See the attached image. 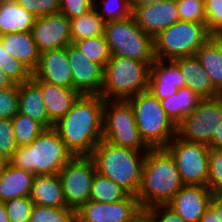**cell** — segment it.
<instances>
[{"mask_svg":"<svg viewBox=\"0 0 222 222\" xmlns=\"http://www.w3.org/2000/svg\"><path fill=\"white\" fill-rule=\"evenodd\" d=\"M105 100L100 95H81L54 129L74 156H91L103 139Z\"/></svg>","mask_w":222,"mask_h":222,"instance_id":"1","label":"cell"},{"mask_svg":"<svg viewBox=\"0 0 222 222\" xmlns=\"http://www.w3.org/2000/svg\"><path fill=\"white\" fill-rule=\"evenodd\" d=\"M174 157L166 148H150L136 195L141 207L167 205L183 187Z\"/></svg>","mask_w":222,"mask_h":222,"instance_id":"2","label":"cell"},{"mask_svg":"<svg viewBox=\"0 0 222 222\" xmlns=\"http://www.w3.org/2000/svg\"><path fill=\"white\" fill-rule=\"evenodd\" d=\"M91 157L97 172L109 177L129 195H137L146 152L118 147L102 139L95 146Z\"/></svg>","mask_w":222,"mask_h":222,"instance_id":"3","label":"cell"},{"mask_svg":"<svg viewBox=\"0 0 222 222\" xmlns=\"http://www.w3.org/2000/svg\"><path fill=\"white\" fill-rule=\"evenodd\" d=\"M73 157L56 130L48 128L29 145L18 147L9 162L34 175H53L59 174Z\"/></svg>","mask_w":222,"mask_h":222,"instance_id":"4","label":"cell"},{"mask_svg":"<svg viewBox=\"0 0 222 222\" xmlns=\"http://www.w3.org/2000/svg\"><path fill=\"white\" fill-rule=\"evenodd\" d=\"M152 64L123 56H111L104 67L100 96L104 100H128L147 91Z\"/></svg>","mask_w":222,"mask_h":222,"instance_id":"5","label":"cell"},{"mask_svg":"<svg viewBox=\"0 0 222 222\" xmlns=\"http://www.w3.org/2000/svg\"><path fill=\"white\" fill-rule=\"evenodd\" d=\"M133 110L136 125L150 148H165L177 134V126L162 107L161 100L148 90L127 100Z\"/></svg>","mask_w":222,"mask_h":222,"instance_id":"6","label":"cell"},{"mask_svg":"<svg viewBox=\"0 0 222 222\" xmlns=\"http://www.w3.org/2000/svg\"><path fill=\"white\" fill-rule=\"evenodd\" d=\"M104 36L111 56H123L145 63L156 61L154 37L136 24L133 15L106 22Z\"/></svg>","mask_w":222,"mask_h":222,"instance_id":"7","label":"cell"},{"mask_svg":"<svg viewBox=\"0 0 222 222\" xmlns=\"http://www.w3.org/2000/svg\"><path fill=\"white\" fill-rule=\"evenodd\" d=\"M211 37L207 23L179 20L154 37L156 59L194 56Z\"/></svg>","mask_w":222,"mask_h":222,"instance_id":"8","label":"cell"},{"mask_svg":"<svg viewBox=\"0 0 222 222\" xmlns=\"http://www.w3.org/2000/svg\"><path fill=\"white\" fill-rule=\"evenodd\" d=\"M103 140L118 147L144 152L150 149L140 135L132 107L127 100L105 99Z\"/></svg>","mask_w":222,"mask_h":222,"instance_id":"9","label":"cell"},{"mask_svg":"<svg viewBox=\"0 0 222 222\" xmlns=\"http://www.w3.org/2000/svg\"><path fill=\"white\" fill-rule=\"evenodd\" d=\"M222 122V95L201 99L197 107L177 125V136L188 142L208 145Z\"/></svg>","mask_w":222,"mask_h":222,"instance_id":"10","label":"cell"},{"mask_svg":"<svg viewBox=\"0 0 222 222\" xmlns=\"http://www.w3.org/2000/svg\"><path fill=\"white\" fill-rule=\"evenodd\" d=\"M165 148L174 157L183 184L207 186L208 145L184 141L176 135Z\"/></svg>","mask_w":222,"mask_h":222,"instance_id":"11","label":"cell"},{"mask_svg":"<svg viewBox=\"0 0 222 222\" xmlns=\"http://www.w3.org/2000/svg\"><path fill=\"white\" fill-rule=\"evenodd\" d=\"M96 166L91 156H74L59 172L67 206L78 210L89 201Z\"/></svg>","mask_w":222,"mask_h":222,"instance_id":"12","label":"cell"},{"mask_svg":"<svg viewBox=\"0 0 222 222\" xmlns=\"http://www.w3.org/2000/svg\"><path fill=\"white\" fill-rule=\"evenodd\" d=\"M66 55L72 70V88L81 95H100L104 68L87 59L74 44L66 47Z\"/></svg>","mask_w":222,"mask_h":222,"instance_id":"13","label":"cell"},{"mask_svg":"<svg viewBox=\"0 0 222 222\" xmlns=\"http://www.w3.org/2000/svg\"><path fill=\"white\" fill-rule=\"evenodd\" d=\"M31 33L40 53L72 44L70 20L61 13L37 17Z\"/></svg>","mask_w":222,"mask_h":222,"instance_id":"14","label":"cell"},{"mask_svg":"<svg viewBox=\"0 0 222 222\" xmlns=\"http://www.w3.org/2000/svg\"><path fill=\"white\" fill-rule=\"evenodd\" d=\"M131 8L136 24L152 37L180 20L176 0L131 6Z\"/></svg>","mask_w":222,"mask_h":222,"instance_id":"15","label":"cell"},{"mask_svg":"<svg viewBox=\"0 0 222 222\" xmlns=\"http://www.w3.org/2000/svg\"><path fill=\"white\" fill-rule=\"evenodd\" d=\"M139 207L138 199L133 195L113 203L89 200L77 210V221L126 222Z\"/></svg>","mask_w":222,"mask_h":222,"instance_id":"16","label":"cell"},{"mask_svg":"<svg viewBox=\"0 0 222 222\" xmlns=\"http://www.w3.org/2000/svg\"><path fill=\"white\" fill-rule=\"evenodd\" d=\"M211 194L208 186L184 184L167 206L184 222H200L210 207Z\"/></svg>","mask_w":222,"mask_h":222,"instance_id":"17","label":"cell"},{"mask_svg":"<svg viewBox=\"0 0 222 222\" xmlns=\"http://www.w3.org/2000/svg\"><path fill=\"white\" fill-rule=\"evenodd\" d=\"M185 87L179 66L173 60L156 59L151 65L148 91L159 100L165 99Z\"/></svg>","mask_w":222,"mask_h":222,"instance_id":"18","label":"cell"},{"mask_svg":"<svg viewBox=\"0 0 222 222\" xmlns=\"http://www.w3.org/2000/svg\"><path fill=\"white\" fill-rule=\"evenodd\" d=\"M33 74L42 81L72 88V70L66 55V47L41 52L38 67Z\"/></svg>","mask_w":222,"mask_h":222,"instance_id":"19","label":"cell"},{"mask_svg":"<svg viewBox=\"0 0 222 222\" xmlns=\"http://www.w3.org/2000/svg\"><path fill=\"white\" fill-rule=\"evenodd\" d=\"M32 80L40 87L50 120L55 124L64 117L81 96L74 88H67L38 79Z\"/></svg>","mask_w":222,"mask_h":222,"instance_id":"20","label":"cell"},{"mask_svg":"<svg viewBox=\"0 0 222 222\" xmlns=\"http://www.w3.org/2000/svg\"><path fill=\"white\" fill-rule=\"evenodd\" d=\"M181 71L187 86L201 99L215 98L221 94L213 87L209 75L201 66L199 59L194 56H187L173 60Z\"/></svg>","mask_w":222,"mask_h":222,"instance_id":"21","label":"cell"},{"mask_svg":"<svg viewBox=\"0 0 222 222\" xmlns=\"http://www.w3.org/2000/svg\"><path fill=\"white\" fill-rule=\"evenodd\" d=\"M19 110L18 112L40 123L45 129L53 128L44 103L40 87L31 79L18 84Z\"/></svg>","mask_w":222,"mask_h":222,"instance_id":"22","label":"cell"},{"mask_svg":"<svg viewBox=\"0 0 222 222\" xmlns=\"http://www.w3.org/2000/svg\"><path fill=\"white\" fill-rule=\"evenodd\" d=\"M0 43L9 55L21 61L32 72L40 60V52L31 32H12L0 35Z\"/></svg>","mask_w":222,"mask_h":222,"instance_id":"23","label":"cell"},{"mask_svg":"<svg viewBox=\"0 0 222 222\" xmlns=\"http://www.w3.org/2000/svg\"><path fill=\"white\" fill-rule=\"evenodd\" d=\"M34 204L61 208L68 207L63 186L58 174L35 175L30 194Z\"/></svg>","mask_w":222,"mask_h":222,"instance_id":"24","label":"cell"},{"mask_svg":"<svg viewBox=\"0 0 222 222\" xmlns=\"http://www.w3.org/2000/svg\"><path fill=\"white\" fill-rule=\"evenodd\" d=\"M35 175L10 163L0 175V202L30 196Z\"/></svg>","mask_w":222,"mask_h":222,"instance_id":"25","label":"cell"},{"mask_svg":"<svg viewBox=\"0 0 222 222\" xmlns=\"http://www.w3.org/2000/svg\"><path fill=\"white\" fill-rule=\"evenodd\" d=\"M201 66L222 95V37H211L197 52Z\"/></svg>","mask_w":222,"mask_h":222,"instance_id":"26","label":"cell"},{"mask_svg":"<svg viewBox=\"0 0 222 222\" xmlns=\"http://www.w3.org/2000/svg\"><path fill=\"white\" fill-rule=\"evenodd\" d=\"M36 16L19 6L15 0L0 5V35L16 32H31Z\"/></svg>","mask_w":222,"mask_h":222,"instance_id":"27","label":"cell"},{"mask_svg":"<svg viewBox=\"0 0 222 222\" xmlns=\"http://www.w3.org/2000/svg\"><path fill=\"white\" fill-rule=\"evenodd\" d=\"M200 100L201 98L186 86L178 89L172 96L162 99L161 104L165 113L177 126L197 107Z\"/></svg>","mask_w":222,"mask_h":222,"instance_id":"28","label":"cell"},{"mask_svg":"<svg viewBox=\"0 0 222 222\" xmlns=\"http://www.w3.org/2000/svg\"><path fill=\"white\" fill-rule=\"evenodd\" d=\"M105 23L95 7L86 14L70 19L72 44L80 39L104 35Z\"/></svg>","mask_w":222,"mask_h":222,"instance_id":"29","label":"cell"},{"mask_svg":"<svg viewBox=\"0 0 222 222\" xmlns=\"http://www.w3.org/2000/svg\"><path fill=\"white\" fill-rule=\"evenodd\" d=\"M128 195L120 185L96 171L89 200L100 203H113L125 199Z\"/></svg>","mask_w":222,"mask_h":222,"instance_id":"30","label":"cell"},{"mask_svg":"<svg viewBox=\"0 0 222 222\" xmlns=\"http://www.w3.org/2000/svg\"><path fill=\"white\" fill-rule=\"evenodd\" d=\"M73 44L87 59L101 65L103 68L111 57L104 35L80 39Z\"/></svg>","mask_w":222,"mask_h":222,"instance_id":"31","label":"cell"},{"mask_svg":"<svg viewBox=\"0 0 222 222\" xmlns=\"http://www.w3.org/2000/svg\"><path fill=\"white\" fill-rule=\"evenodd\" d=\"M12 125L19 147L29 145L45 130L40 123L19 112L12 118Z\"/></svg>","mask_w":222,"mask_h":222,"instance_id":"32","label":"cell"},{"mask_svg":"<svg viewBox=\"0 0 222 222\" xmlns=\"http://www.w3.org/2000/svg\"><path fill=\"white\" fill-rule=\"evenodd\" d=\"M30 222H78L77 210L69 207H47L35 204Z\"/></svg>","mask_w":222,"mask_h":222,"instance_id":"33","label":"cell"},{"mask_svg":"<svg viewBox=\"0 0 222 222\" xmlns=\"http://www.w3.org/2000/svg\"><path fill=\"white\" fill-rule=\"evenodd\" d=\"M0 70L8 75L15 84H22L32 79L33 72L7 53L0 43Z\"/></svg>","mask_w":222,"mask_h":222,"instance_id":"34","label":"cell"},{"mask_svg":"<svg viewBox=\"0 0 222 222\" xmlns=\"http://www.w3.org/2000/svg\"><path fill=\"white\" fill-rule=\"evenodd\" d=\"M97 3L98 1L94 0V7L106 22L121 20L132 15L131 0H101V5Z\"/></svg>","mask_w":222,"mask_h":222,"instance_id":"35","label":"cell"},{"mask_svg":"<svg viewBox=\"0 0 222 222\" xmlns=\"http://www.w3.org/2000/svg\"><path fill=\"white\" fill-rule=\"evenodd\" d=\"M207 186L212 193H222V149L209 147Z\"/></svg>","mask_w":222,"mask_h":222,"instance_id":"36","label":"cell"},{"mask_svg":"<svg viewBox=\"0 0 222 222\" xmlns=\"http://www.w3.org/2000/svg\"><path fill=\"white\" fill-rule=\"evenodd\" d=\"M4 205L10 222H30L35 205L30 196L7 200Z\"/></svg>","mask_w":222,"mask_h":222,"instance_id":"37","label":"cell"},{"mask_svg":"<svg viewBox=\"0 0 222 222\" xmlns=\"http://www.w3.org/2000/svg\"><path fill=\"white\" fill-rule=\"evenodd\" d=\"M181 21L206 23L203 0H176Z\"/></svg>","mask_w":222,"mask_h":222,"instance_id":"38","label":"cell"},{"mask_svg":"<svg viewBox=\"0 0 222 222\" xmlns=\"http://www.w3.org/2000/svg\"><path fill=\"white\" fill-rule=\"evenodd\" d=\"M19 110L18 84L0 89V119H12Z\"/></svg>","mask_w":222,"mask_h":222,"instance_id":"39","label":"cell"},{"mask_svg":"<svg viewBox=\"0 0 222 222\" xmlns=\"http://www.w3.org/2000/svg\"><path fill=\"white\" fill-rule=\"evenodd\" d=\"M208 30L212 37H222V0H205Z\"/></svg>","mask_w":222,"mask_h":222,"instance_id":"40","label":"cell"},{"mask_svg":"<svg viewBox=\"0 0 222 222\" xmlns=\"http://www.w3.org/2000/svg\"><path fill=\"white\" fill-rule=\"evenodd\" d=\"M15 2L36 17L60 13V0H15Z\"/></svg>","mask_w":222,"mask_h":222,"instance_id":"41","label":"cell"},{"mask_svg":"<svg viewBox=\"0 0 222 222\" xmlns=\"http://www.w3.org/2000/svg\"><path fill=\"white\" fill-rule=\"evenodd\" d=\"M18 147L12 119H0V152L10 158Z\"/></svg>","mask_w":222,"mask_h":222,"instance_id":"42","label":"cell"},{"mask_svg":"<svg viewBox=\"0 0 222 222\" xmlns=\"http://www.w3.org/2000/svg\"><path fill=\"white\" fill-rule=\"evenodd\" d=\"M94 8V0H60V13L69 20L88 13Z\"/></svg>","mask_w":222,"mask_h":222,"instance_id":"43","label":"cell"},{"mask_svg":"<svg viewBox=\"0 0 222 222\" xmlns=\"http://www.w3.org/2000/svg\"><path fill=\"white\" fill-rule=\"evenodd\" d=\"M153 222H184V220L167 205L149 207Z\"/></svg>","mask_w":222,"mask_h":222,"instance_id":"44","label":"cell"},{"mask_svg":"<svg viewBox=\"0 0 222 222\" xmlns=\"http://www.w3.org/2000/svg\"><path fill=\"white\" fill-rule=\"evenodd\" d=\"M126 222H153L150 208L140 206Z\"/></svg>","mask_w":222,"mask_h":222,"instance_id":"45","label":"cell"},{"mask_svg":"<svg viewBox=\"0 0 222 222\" xmlns=\"http://www.w3.org/2000/svg\"><path fill=\"white\" fill-rule=\"evenodd\" d=\"M210 207L219 215L222 220V193H212Z\"/></svg>","mask_w":222,"mask_h":222,"instance_id":"46","label":"cell"},{"mask_svg":"<svg viewBox=\"0 0 222 222\" xmlns=\"http://www.w3.org/2000/svg\"><path fill=\"white\" fill-rule=\"evenodd\" d=\"M211 148H220L222 149V122L214 131L211 142L208 144Z\"/></svg>","mask_w":222,"mask_h":222,"instance_id":"47","label":"cell"},{"mask_svg":"<svg viewBox=\"0 0 222 222\" xmlns=\"http://www.w3.org/2000/svg\"><path fill=\"white\" fill-rule=\"evenodd\" d=\"M200 222H222V220L219 215L211 207H209L200 219Z\"/></svg>","mask_w":222,"mask_h":222,"instance_id":"48","label":"cell"},{"mask_svg":"<svg viewBox=\"0 0 222 222\" xmlns=\"http://www.w3.org/2000/svg\"><path fill=\"white\" fill-rule=\"evenodd\" d=\"M15 83L8 77L6 73L0 70V89L13 87Z\"/></svg>","mask_w":222,"mask_h":222,"instance_id":"49","label":"cell"},{"mask_svg":"<svg viewBox=\"0 0 222 222\" xmlns=\"http://www.w3.org/2000/svg\"><path fill=\"white\" fill-rule=\"evenodd\" d=\"M165 0H131V6H144Z\"/></svg>","mask_w":222,"mask_h":222,"instance_id":"50","label":"cell"},{"mask_svg":"<svg viewBox=\"0 0 222 222\" xmlns=\"http://www.w3.org/2000/svg\"><path fill=\"white\" fill-rule=\"evenodd\" d=\"M9 163V158L0 152V175L4 172Z\"/></svg>","mask_w":222,"mask_h":222,"instance_id":"51","label":"cell"},{"mask_svg":"<svg viewBox=\"0 0 222 222\" xmlns=\"http://www.w3.org/2000/svg\"><path fill=\"white\" fill-rule=\"evenodd\" d=\"M0 222H10L4 202H0Z\"/></svg>","mask_w":222,"mask_h":222,"instance_id":"52","label":"cell"},{"mask_svg":"<svg viewBox=\"0 0 222 222\" xmlns=\"http://www.w3.org/2000/svg\"><path fill=\"white\" fill-rule=\"evenodd\" d=\"M6 1H9V0H0V5H2V4L5 3Z\"/></svg>","mask_w":222,"mask_h":222,"instance_id":"53","label":"cell"}]
</instances>
